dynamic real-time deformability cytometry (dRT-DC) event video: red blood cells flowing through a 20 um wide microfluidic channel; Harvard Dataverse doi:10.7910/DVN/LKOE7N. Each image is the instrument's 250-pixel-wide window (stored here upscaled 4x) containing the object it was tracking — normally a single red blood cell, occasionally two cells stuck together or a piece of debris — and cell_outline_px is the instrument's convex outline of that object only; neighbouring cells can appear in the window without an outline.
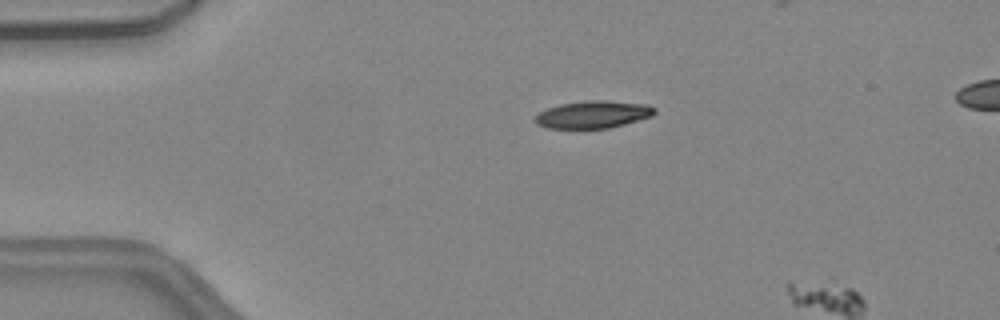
{"species": "common noctule bat (a hibernating species)", "species_latin": "Nyctalus noctula", "temperature_condition": "warm", "stored_images_in_passage": 3, "camera_frame_rate_fps": 3000, "um_per_image_px": 0.085, "animal": {"sex": "female", "body_mass_g": 24.6, "forearm_length_mm": 56.2}, "frame": {"image": 1, "passage_image": 1, "time_ms": 0.0, "image_size_px": [1000, 320], "cell_outline_px": [[656, 112], [652, 116], [624, 124], [608, 128], [548, 128], [536, 124], [536, 116], [540, 112], [548, 108], [560, 104], [588, 100], [604, 100], [648, 104], [656, 108]], "centroid_in_image_um": [50.45, 9.72], "position_along_channel_um": 34.6, "area_um2": 18.96}}